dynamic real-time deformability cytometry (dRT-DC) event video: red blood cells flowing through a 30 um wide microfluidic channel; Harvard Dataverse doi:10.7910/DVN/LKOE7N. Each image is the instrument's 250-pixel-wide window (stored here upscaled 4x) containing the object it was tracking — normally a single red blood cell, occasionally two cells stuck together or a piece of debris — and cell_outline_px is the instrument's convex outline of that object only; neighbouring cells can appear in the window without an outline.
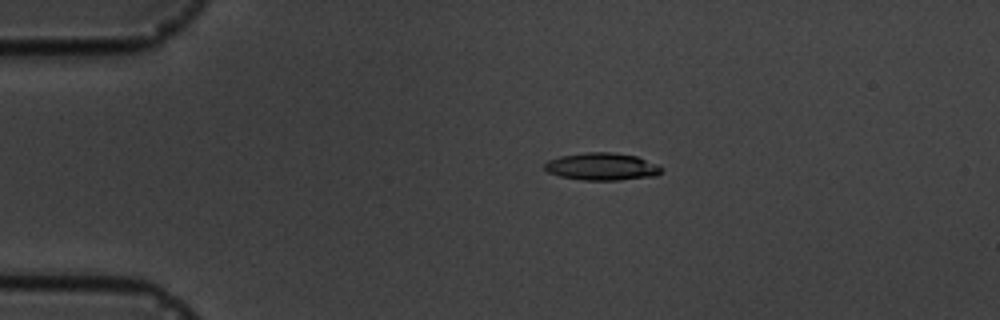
{"species": "common noctule bat (a hibernating species)", "species_latin": "Nyctalus noctula", "temperature_condition": "cold", "stored_images_in_passage": 5, "camera_frame_rate_fps": 3000, "um_per_image_px": 0.085, "animal": {"sex": "male", "body_mass_g": 19.5, "forearm_length_mm": 54.6}, "frame": {"image": 1, "passage_image": 4, "time_ms": 3.333, "image_size_px": [1000, 320], "cell_outline_px": [[664, 168], [656, 176], [620, 180], [584, 180], [560, 176], [548, 172], [544, 168], [544, 164], [548, 160], [560, 156], [588, 152], [612, 152], [636, 156], [656, 164]], "centroid_in_image_um": [51.16, 14.16], "position_along_channel_um": 33.8, "area_um2": 18.61}}